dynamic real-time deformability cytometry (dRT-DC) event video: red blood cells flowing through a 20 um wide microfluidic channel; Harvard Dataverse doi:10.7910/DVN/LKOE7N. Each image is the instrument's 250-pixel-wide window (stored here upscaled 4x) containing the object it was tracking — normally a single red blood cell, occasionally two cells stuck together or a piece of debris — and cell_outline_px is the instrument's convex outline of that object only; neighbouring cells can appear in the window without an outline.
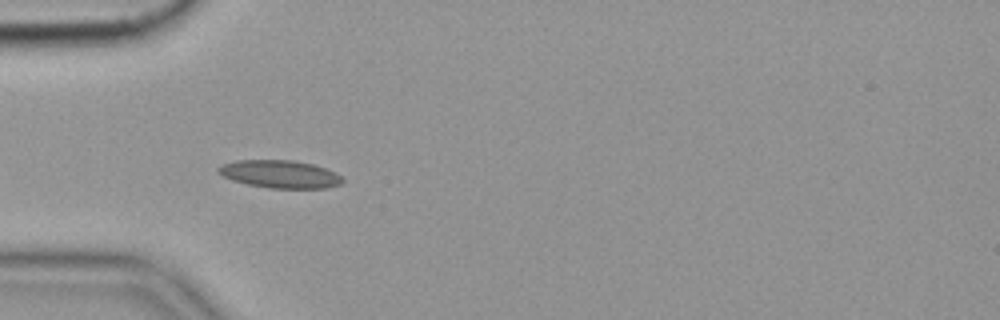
{"species": "common noctule bat (a hibernating species)", "species_latin": "Nyctalus noctula", "temperature_condition": "cold", "stored_images_in_passage": 55, "camera_frame_rate_fps": 3000, "um_per_image_px": 0.085, "animal": {"sex": "female", "body_mass_g": 19.9}, "frame": {"image": 1, "passage_image": 16, "time_ms": 5.0, "image_size_px": [1000, 320], "cell_outline_px": [[344, 180], [340, 184], [328, 188], [268, 188], [248, 184], [232, 180], [216, 172], [216, 168], [224, 164], [236, 160], [292, 160], [312, 164], [336, 172]], "centroid_in_image_um": [23.79, 14.8], "position_along_channel_um": 61.2, "area_um2": 20.06}, "authors_computed_cell_mechanics": {"area_um2": 19.074, "velocity_mm_per_s": 3.5423, "shape_relaxation_time_tau1_ms": null, "shape_relaxation_time_tau2_ms": 5.7581, "deformation_change_tau1": null, "deformation_change_tau2": 0.0997}}